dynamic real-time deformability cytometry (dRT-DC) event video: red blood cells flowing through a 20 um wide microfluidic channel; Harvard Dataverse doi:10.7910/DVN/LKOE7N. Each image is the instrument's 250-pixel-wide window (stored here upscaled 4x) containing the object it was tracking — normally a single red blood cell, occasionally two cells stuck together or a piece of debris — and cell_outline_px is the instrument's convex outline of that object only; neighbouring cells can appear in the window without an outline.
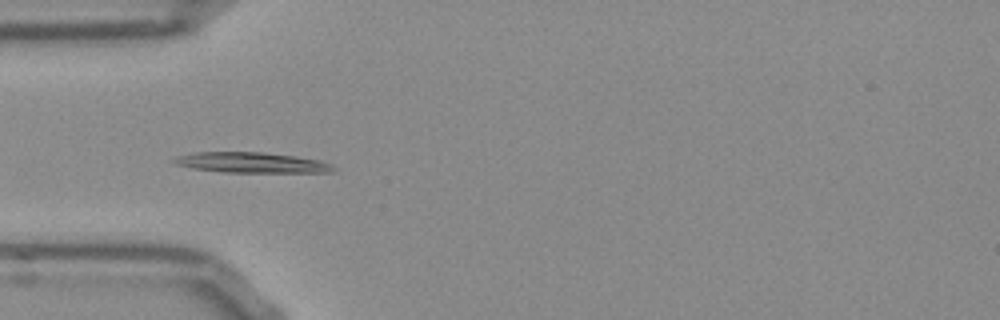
{"species": "Egyptian fruit bat (a non-hibernating species)", "species_latin": "Rousettus aegyptiacus", "temperature_condition": "room temperature", "stored_images_in_passage": 44, "camera_frame_rate_fps": 3000, "um_per_image_px": 0.085, "frame": {"image": 1, "passage_image": 7, "time_ms": 2.0, "image_size_px": [1000, 320], "cell_outline_px": [[336, 172], [224, 172], [192, 168], [176, 164], [172, 160], [176, 156], [196, 152], [264, 152], [296, 156], [320, 160], [332, 164], [336, 168]], "centroid_in_image_um": [21.43, 13.82], "position_along_channel_um": 63.6, "area_um2": 19.02}}
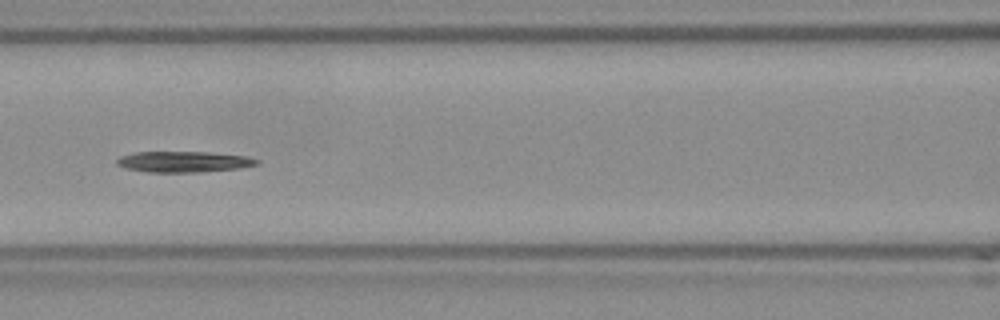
{"frame": {"image": 2, "passage_image": 14, "time_ms": 4.333, "image_size_px": [1000, 320], "cell_outline_px": [[260, 164], [240, 168], [200, 172], [148, 172], [124, 168], [116, 164], [116, 160], [120, 156], [136, 152], [208, 152], [248, 156], [260, 160]], "centroid_in_image_um": [15.64, 13.75], "position_along_channel_um": 151.0, "area_um2": 17.17}}
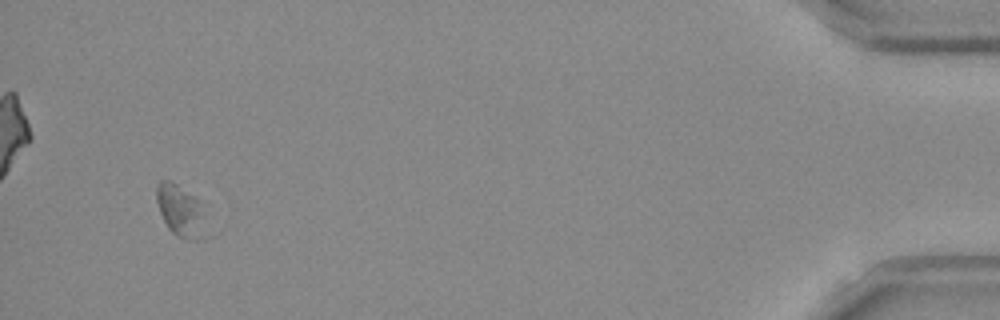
{"frame": {"image": 3, "passage_image": 42, "time_ms": 13.667, "image_size_px": [1000, 320], "cell_outline_px": [[204, 240], [188, 240], [176, 236], [168, 228], [160, 212], [156, 200], [156, 184], [160, 180], [168, 180], [176, 184], [192, 196], [196, 200], [200, 212]], "centroid_in_image_um": [15.24, 17.93], "position_along_channel_um": 420.0, "area_um2": 14.1}, "authors_computed_cell_mechanics": {"area_um2": 16.8487, "velocity_mm_per_s": 3.7468, "shape_relaxation_time_tau1_ms": 2.1152, "shape_relaxation_time_tau2_ms": null, "deformation_change_tau1": 0.1424, "deformation_change_tau2": null}}